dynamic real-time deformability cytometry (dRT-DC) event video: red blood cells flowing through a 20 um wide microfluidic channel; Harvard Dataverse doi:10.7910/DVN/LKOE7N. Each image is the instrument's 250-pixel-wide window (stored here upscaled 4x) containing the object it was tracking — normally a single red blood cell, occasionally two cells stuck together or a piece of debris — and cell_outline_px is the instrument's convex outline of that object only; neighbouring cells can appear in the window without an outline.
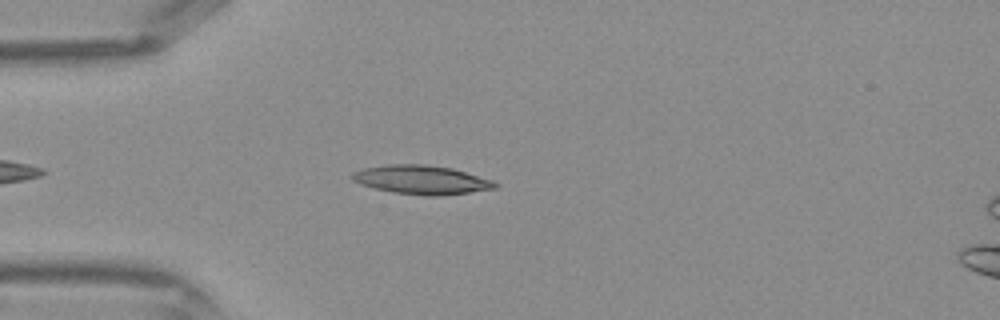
{"species": "Egyptian fruit bat (a non-hibernating species)", "species_latin": "Rousettus aegyptiacus", "temperature_condition": "warm", "stored_images_in_passage": 36, "camera_frame_rate_fps": 3000, "um_per_image_px": 0.085, "frame": {"image": 1, "passage_image": 5, "time_ms": 1.333, "image_size_px": [1000, 320], "cell_outline_px": [[496, 188], [440, 196], [424, 196], [396, 192], [376, 188], [360, 184], [352, 180], [352, 172], [364, 168], [388, 164], [424, 164], [452, 168], [492, 180], [496, 184]], "centroid_in_image_um": [35.8, 15.27], "position_along_channel_um": 49.2, "area_um2": 23.76}}
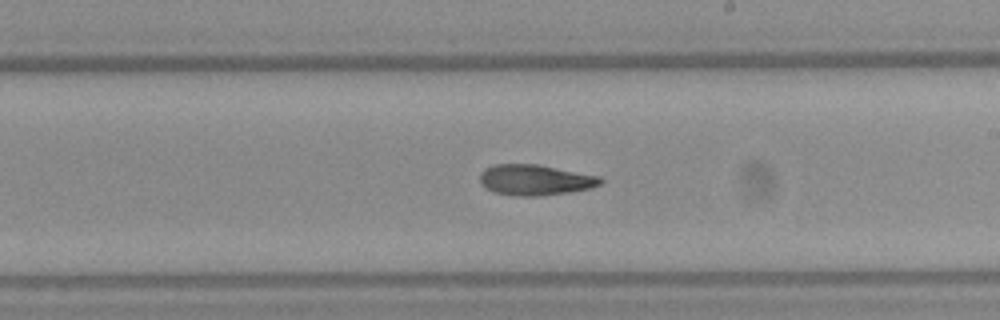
{"frame": {"image": 2, "passage_image": 18, "time_ms": 5.667, "image_size_px": [1000, 320], "cell_outline_px": [[604, 180], [600, 184], [592, 188], [568, 192], [540, 196], [516, 196], [492, 192], [480, 180], [480, 172], [484, 168], [492, 164], [536, 164], [600, 176]], "centroid_in_image_um": [45.48, 15.29], "position_along_channel_um": 243.5, "area_um2": 21.56}}
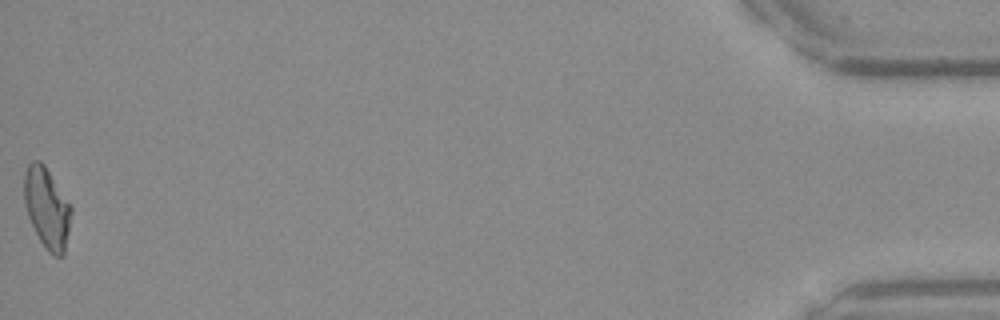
{"frame": {"image": 3, "passage_image": 36, "time_ms": 11.667, "image_size_px": [1000, 320], "cell_outline_px": [[72, 212], [64, 256], [52, 256], [44, 248], [28, 216], [24, 200], [24, 172], [28, 164], [32, 160], [40, 160], [44, 164], [72, 208]], "centroid_in_image_um": [3.98, 17.69], "position_along_channel_um": 431.2, "area_um2": 22.02}}